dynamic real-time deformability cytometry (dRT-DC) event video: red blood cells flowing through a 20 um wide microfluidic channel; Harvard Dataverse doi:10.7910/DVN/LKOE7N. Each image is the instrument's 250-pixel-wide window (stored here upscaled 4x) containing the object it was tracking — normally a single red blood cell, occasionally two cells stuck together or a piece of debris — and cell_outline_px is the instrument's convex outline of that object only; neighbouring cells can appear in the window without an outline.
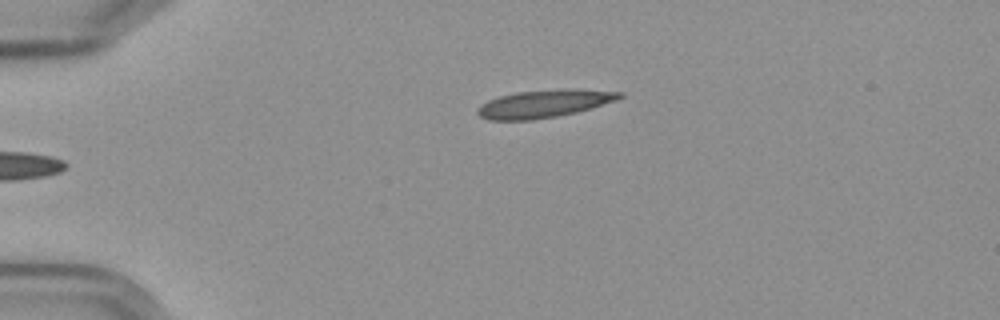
{"species": "Egyptian fruit bat (a non-hibernating species)", "species_latin": "Rousettus aegyptiacus", "temperature_condition": "cold", "stored_images_in_passage": 5, "camera_frame_rate_fps": 3000, "um_per_image_px": 0.085, "frame": {"image": 1, "passage_image": 5, "time_ms": 5.667, "image_size_px": [1000, 320], "cell_outline_px": [[624, 96], [616, 100], [592, 108], [576, 112], [556, 116], [532, 120], [488, 120], [480, 116], [476, 112], [476, 108], [480, 104], [488, 100], [500, 96], [516, 92], [564, 88], [576, 88], [624, 92]], "centroid_in_image_um": [46.26, 8.8], "position_along_channel_um": 38.7, "area_um2": 23.24}}